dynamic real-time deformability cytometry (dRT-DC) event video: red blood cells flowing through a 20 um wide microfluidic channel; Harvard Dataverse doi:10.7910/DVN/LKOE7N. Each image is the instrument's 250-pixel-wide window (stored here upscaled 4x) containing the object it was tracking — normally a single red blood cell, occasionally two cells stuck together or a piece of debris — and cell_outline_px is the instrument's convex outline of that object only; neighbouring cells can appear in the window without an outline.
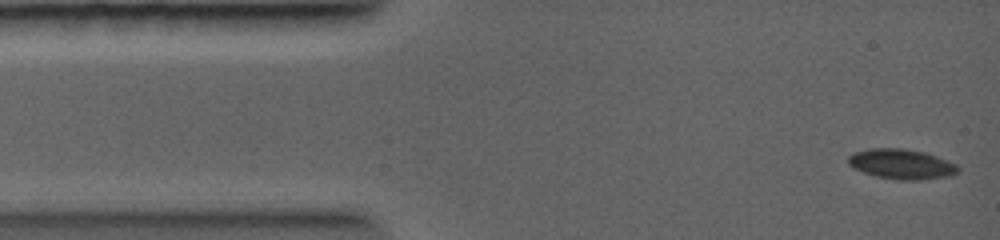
{"species": "common noctule bat (a hibernating species)", "species_latin": "Nyctalus noctula", "temperature_condition": "warm", "stored_images_in_passage": 3, "camera_frame_rate_fps": 5000, "um_per_image_px": 0.085, "animal": {"sex": "female", "body_mass_g": 19.0, "forearm_length_mm": 56.7}, "frame": {"image": 1, "passage_image": 1, "time_ms": 0.0, "image_size_px": [1000, 240], "cell_outline_px": [[960, 172], [948, 176], [920, 180], [900, 180], [876, 176], [864, 172], [848, 164], [848, 156], [852, 152], [872, 148], [904, 148], [924, 152], [936, 156], [956, 164], [960, 168]], "centroid_in_image_um": [76.64, 13.94], "position_along_channel_um": 8.4, "area_um2": 19.19}}